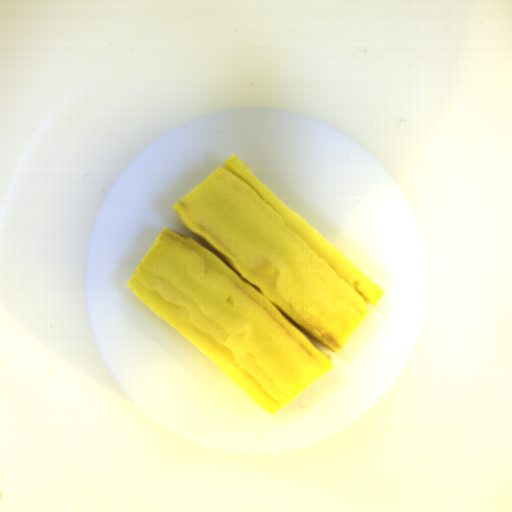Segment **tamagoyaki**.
<instances>
[{
	"instance_id": "81b7327e",
	"label": "tamagoyaki",
	"mask_w": 512,
	"mask_h": 512,
	"mask_svg": "<svg viewBox=\"0 0 512 512\" xmlns=\"http://www.w3.org/2000/svg\"><path fill=\"white\" fill-rule=\"evenodd\" d=\"M172 207L198 241L164 227L125 286L275 414L385 293L235 153Z\"/></svg>"
}]
</instances>
